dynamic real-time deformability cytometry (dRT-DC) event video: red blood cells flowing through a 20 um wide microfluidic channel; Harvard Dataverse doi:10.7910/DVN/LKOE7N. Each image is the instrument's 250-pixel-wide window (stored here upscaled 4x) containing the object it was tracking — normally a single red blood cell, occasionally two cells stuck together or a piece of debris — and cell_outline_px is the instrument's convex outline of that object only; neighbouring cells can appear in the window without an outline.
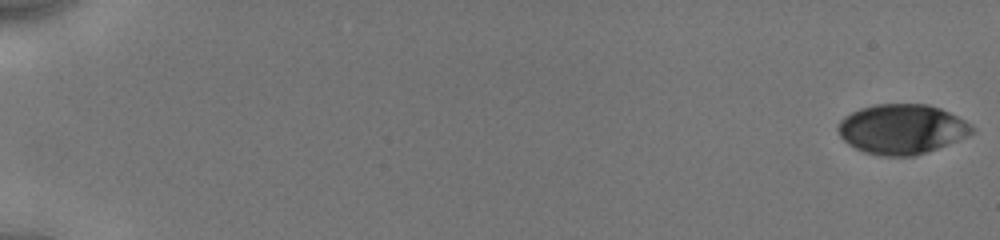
{"species": "human", "species_latin": "Homo sapiens", "temperature_condition": "cold", "stored_images_in_passage": 19, "camera_frame_rate_fps": 3000, "um_per_image_px": 0.085, "donor": {"sex": "male"}, "frame": {"image": 1, "passage_image": 1, "time_ms": 0.0, "image_size_px": [1000, 240], "cell_outline_px": [[976, 128], [968, 136], [936, 148], [912, 156], [880, 156], [864, 152], [848, 144], [840, 136], [836, 128], [840, 120], [844, 116], [860, 108], [876, 104], [928, 104], [940, 108], [972, 124]], "centroid_in_image_um": [76.63, 10.97], "position_along_channel_um": 8.4, "area_um2": 38.78}}
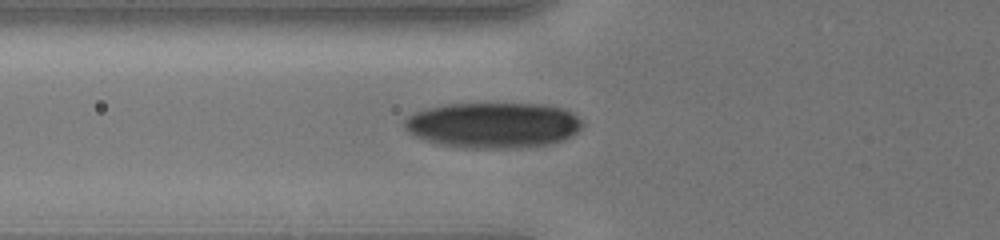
{"frame": {"image": 2, "passage_image": 14, "time_ms": 7.0, "image_size_px": [1000, 240], "cell_outline_px": [[584, 124], [576, 132], [564, 140], [548, 144], [504, 148], [464, 148], [436, 144], [412, 136], [404, 128], [404, 120], [408, 116], [416, 112], [428, 108], [444, 104], [544, 104], [564, 108], [572, 112]], "centroid_in_image_um": [41.88, 10.64], "position_along_channel_um": 83.9, "area_um2": 47.4}}
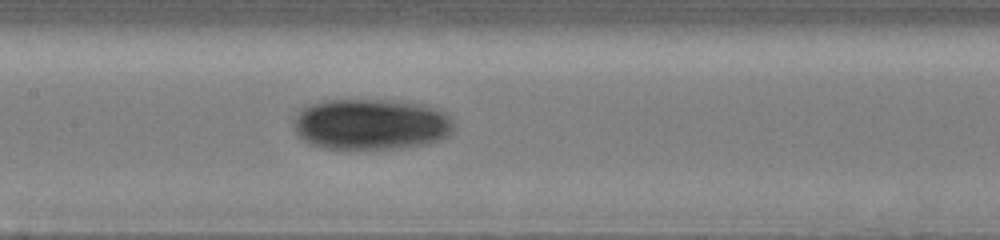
{"frame": {"image": 3, "passage_image": 19, "time_ms": 9.333, "image_size_px": [1000, 240], "cell_outline_px": [[452, 132], [448, 136], [440, 140], [428, 144], [400, 148], [348, 152], [324, 148], [308, 144], [296, 132], [292, 120], [300, 108], [308, 104], [324, 100], [400, 100], [424, 104], [448, 116], [452, 124]], "centroid_in_image_um": [31.46, 10.6], "position_along_channel_um": 175.9, "area_um2": 48.9}}